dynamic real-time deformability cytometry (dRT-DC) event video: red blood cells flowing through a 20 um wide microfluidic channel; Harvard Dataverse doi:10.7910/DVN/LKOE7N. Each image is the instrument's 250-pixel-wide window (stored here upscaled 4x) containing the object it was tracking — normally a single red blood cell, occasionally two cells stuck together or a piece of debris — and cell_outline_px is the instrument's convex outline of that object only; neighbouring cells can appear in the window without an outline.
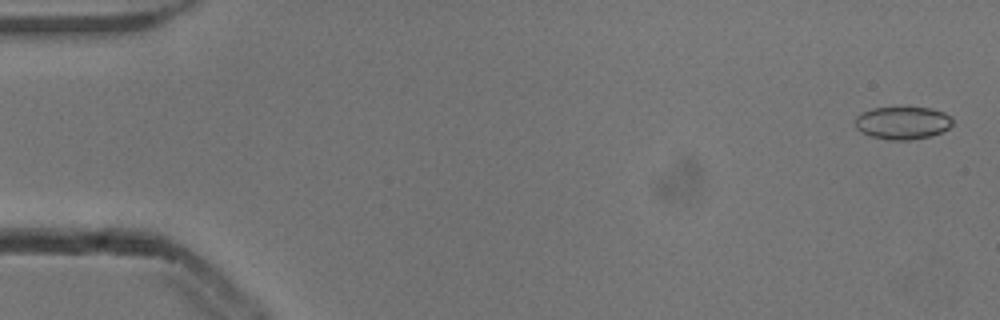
{"species": "common noctule bat (a hibernating species)", "species_latin": "Nyctalus noctula", "temperature_condition": "cold", "stored_images_in_passage": 4, "camera_frame_rate_fps": 3000, "um_per_image_px": 0.085, "animal": {"sex": "male", "body_mass_g": 13.3}, "frame": {"image": 1, "passage_image": 1, "time_ms": 0.0, "image_size_px": [1000, 320], "cell_outline_px": [[952, 124], [948, 128], [932, 136], [912, 140], [888, 140], [872, 136], [860, 132], [856, 128], [856, 116], [860, 112], [872, 108], [932, 108], [944, 112], [952, 116]], "centroid_in_image_um": [76.72, 10.45], "position_along_channel_um": 8.3, "area_um2": 18.67}}